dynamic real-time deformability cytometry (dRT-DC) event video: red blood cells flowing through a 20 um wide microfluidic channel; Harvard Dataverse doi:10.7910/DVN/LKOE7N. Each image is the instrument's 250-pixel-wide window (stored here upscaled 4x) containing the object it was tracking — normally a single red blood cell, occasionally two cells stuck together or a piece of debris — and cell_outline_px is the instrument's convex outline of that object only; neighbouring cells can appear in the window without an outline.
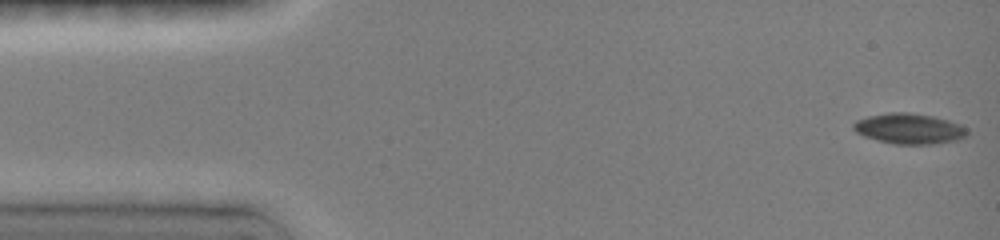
{"species": "common noctule bat (a hibernating species)", "species_latin": "Nyctalus noctula", "temperature_condition": "room temperature", "stored_images_in_passage": 47, "camera_frame_rate_fps": 3000, "um_per_image_px": 0.085, "animal": {"sex": "female", "body_mass_g": 19.0, "forearm_length_mm": 51.5}, "frame": {"image": 1, "passage_image": 1, "time_ms": 0.0, "image_size_px": [1000, 240], "cell_outline_px": [[968, 136], [956, 140], [932, 144], [896, 144], [876, 140], [864, 136], [856, 132], [852, 128], [852, 124], [856, 120], [868, 116], [888, 112], [908, 112], [932, 116], [948, 120], [960, 124], [968, 128]], "centroid_in_image_um": [77.28, 10.93], "position_along_channel_um": 7.7, "area_um2": 20.35}}
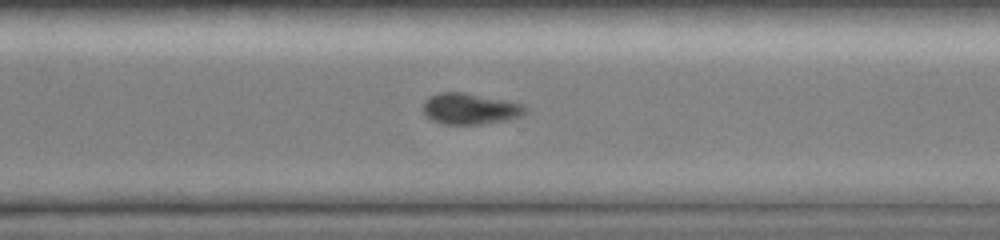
{"frame": {"image": 2, "passage_image": 34, "time_ms": 11.0, "image_size_px": [1000, 240], "cell_outline_px": [[528, 108], [520, 116], [508, 120], [480, 124], [444, 124], [432, 120], [424, 112], [424, 100], [428, 96], [440, 92], [464, 92], [524, 104]], "centroid_in_image_um": [39.95, 9.24], "position_along_channel_um": 330.6, "area_um2": 18.44}}
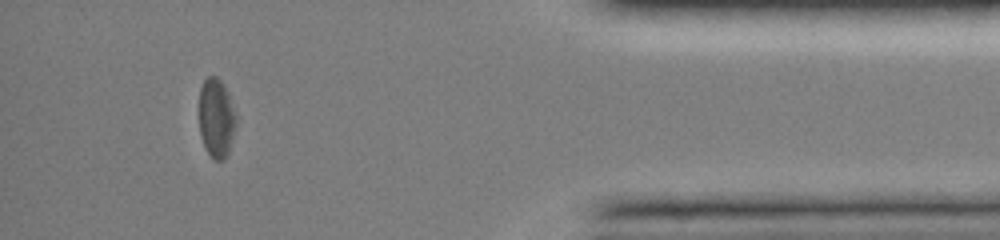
{"frame": {"image": 3, "passage_image": 43, "time_ms": 14.0, "image_size_px": [1000, 240], "cell_outline_px": [[236, 128], [228, 156], [224, 160], [216, 160], [204, 148], [200, 136], [200, 88], [204, 80], [208, 76], [216, 76], [224, 84], [228, 92], [236, 116]], "centroid_in_image_um": [18.41, 10.05], "position_along_channel_um": 416.8, "area_um2": 17.22}, "authors_computed_cell_mechanics": {"area_um2": 19.5942, "velocity_mm_per_s": 4.0162, "shape_relaxation_time_tau1_ms": 4.0682, "shape_relaxation_time_tau2_ms": null, "deformation_change_tau1": 0.1108, "deformation_change_tau2": null}}